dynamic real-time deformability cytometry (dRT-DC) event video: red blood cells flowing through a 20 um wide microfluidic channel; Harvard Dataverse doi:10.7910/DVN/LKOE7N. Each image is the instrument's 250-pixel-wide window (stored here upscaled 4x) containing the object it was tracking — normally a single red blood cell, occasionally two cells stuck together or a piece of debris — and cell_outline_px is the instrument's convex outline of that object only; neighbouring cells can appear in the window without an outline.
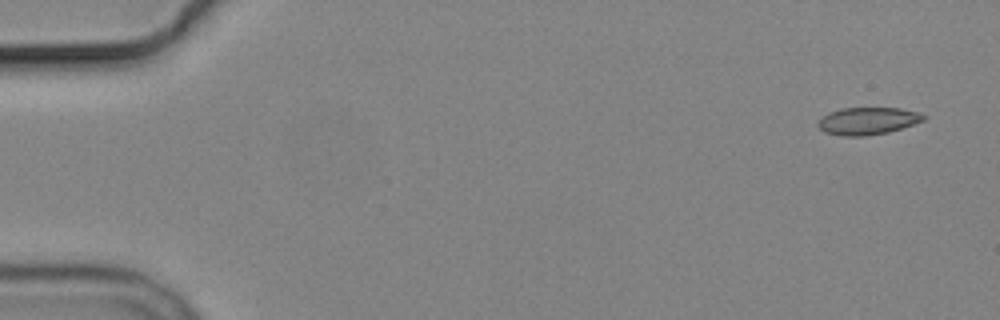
{"species": "common noctule bat (a hibernating species)", "species_latin": "Nyctalus noctula", "temperature_condition": "cold", "stored_images_in_passage": 4, "camera_frame_rate_fps": 3000, "um_per_image_px": 0.085, "animal": {"sex": "male", "body_mass_g": 19.2, "forearm_length_mm": 51.8}, "frame": {"image": 1, "passage_image": 1, "time_ms": 0.0, "image_size_px": [1000, 320], "cell_outline_px": [[928, 116], [924, 120], [888, 132], [864, 136], [844, 136], [824, 132], [816, 124], [828, 112], [840, 108], [900, 108], [916, 112]], "centroid_in_image_um": [73.73, 10.27], "position_along_channel_um": 11.3, "area_um2": 16.65}}